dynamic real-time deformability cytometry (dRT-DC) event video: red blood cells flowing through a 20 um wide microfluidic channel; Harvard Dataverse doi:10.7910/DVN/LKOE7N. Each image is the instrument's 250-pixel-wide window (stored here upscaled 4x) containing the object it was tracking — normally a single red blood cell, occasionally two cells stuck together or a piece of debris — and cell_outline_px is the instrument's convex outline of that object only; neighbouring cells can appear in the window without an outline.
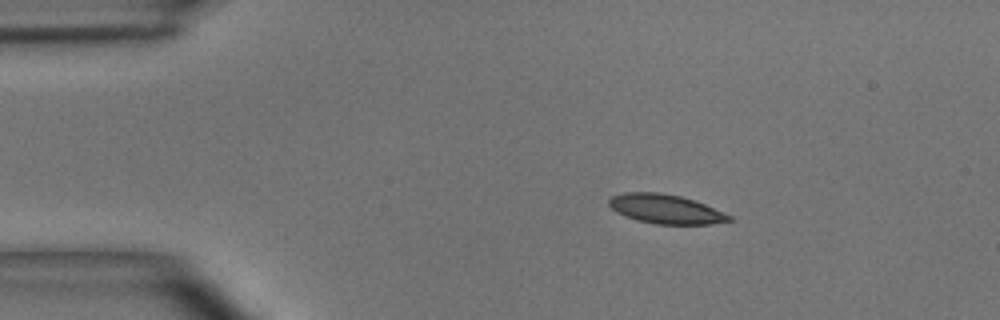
{"species": "common noctule bat (a hibernating species)", "species_latin": "Nyctalus noctula", "temperature_condition": "room temperature", "stored_images_in_passage": 5, "segment_of_instrument_passage": [1, 2], "camera_frame_rate_fps": 3000, "um_per_image_px": 0.085, "animal": {"sex": "male", "body_mass_g": 15.6}, "frame": {"image": 1, "passage_image": 2, "time_ms": 0.333, "image_size_px": [1000, 320], "cell_outline_px": [[732, 220], [712, 224], [656, 224], [636, 220], [624, 216], [616, 212], [608, 204], [608, 200], [612, 196], [624, 192], [660, 192], [680, 196], [704, 204], [732, 216]], "centroid_in_image_um": [56.54, 17.77], "position_along_channel_um": 28.5, "area_um2": 20.4}}